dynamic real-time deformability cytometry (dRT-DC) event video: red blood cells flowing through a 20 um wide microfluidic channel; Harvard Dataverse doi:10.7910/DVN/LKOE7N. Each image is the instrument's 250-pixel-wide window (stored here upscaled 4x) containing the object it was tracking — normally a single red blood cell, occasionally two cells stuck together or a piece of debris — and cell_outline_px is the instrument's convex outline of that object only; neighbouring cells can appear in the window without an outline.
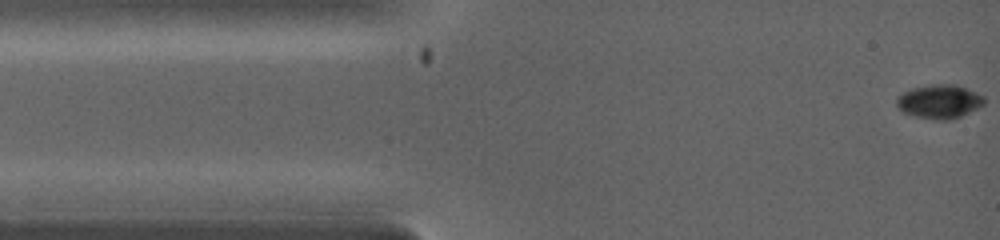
{"species": "common noctule bat (a hibernating species)", "species_latin": "Nyctalus noctula", "temperature_condition": "warm", "stored_images_in_passage": 30, "camera_frame_rate_fps": 5000, "um_per_image_px": 0.085, "animal": {"sex": "female", "body_mass_g": 19.0, "forearm_length_mm": 53.3}, "frame": {"image": 1, "passage_image": 1, "time_ms": 0.0, "image_size_px": [1000, 240], "cell_outline_px": [[984, 104], [952, 120], [936, 120], [912, 116], [904, 112], [896, 104], [896, 96], [912, 88], [940, 84], [948, 84], [964, 88], [976, 92], [984, 96]], "centroid_in_image_um": [79.82, 8.65], "position_along_channel_um": 5.2, "area_um2": 16.99}}
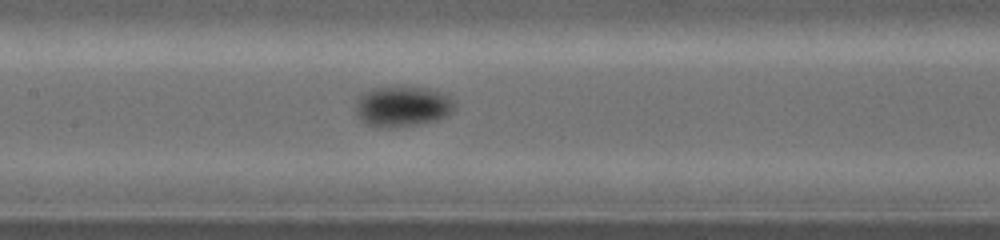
{"frame": {"image": 2, "passage_image": 13, "time_ms": 4.2, "image_size_px": [1000, 240], "cell_outline_px": [[452, 112], [436, 120], [420, 124], [388, 128], [380, 128], [364, 124], [356, 112], [356, 104], [360, 96], [372, 88], [392, 84], [428, 88], [440, 92], [452, 100]], "centroid_in_image_um": [34.15, 9.02], "position_along_channel_um": 173.3, "area_um2": 23.64}}
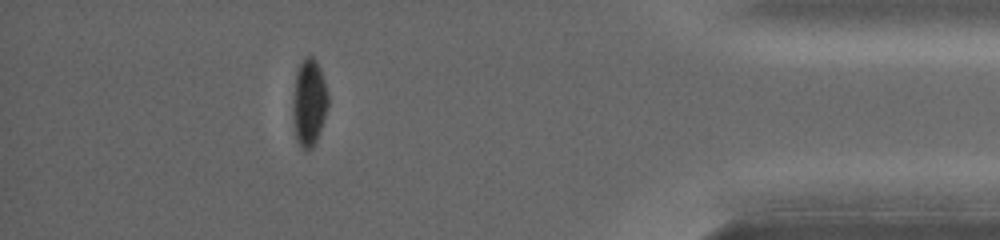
{"frame": {"image": 3, "passage_image": 26, "time_ms": 9.0, "image_size_px": [1000, 240], "cell_outline_px": [[328, 104], [320, 132], [312, 148], [300, 148], [296, 140], [292, 116], [292, 100], [296, 72], [304, 56], [312, 56], [316, 60], [320, 68], [328, 96]], "centroid_in_image_um": [26.24, 8.71], "position_along_channel_um": 409.0, "area_um2": 17.92}}